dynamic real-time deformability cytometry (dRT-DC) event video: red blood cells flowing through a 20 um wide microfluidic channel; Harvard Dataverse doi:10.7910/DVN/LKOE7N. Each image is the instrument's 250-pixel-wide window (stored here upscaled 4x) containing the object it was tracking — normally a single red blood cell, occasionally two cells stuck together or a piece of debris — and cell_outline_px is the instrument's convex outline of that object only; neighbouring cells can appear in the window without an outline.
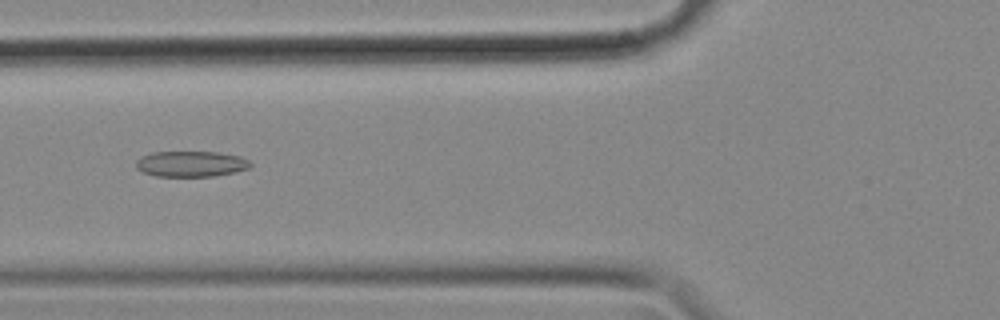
{"species": "common noctule bat (a hibernating species)", "species_latin": "Nyctalus noctula", "temperature_condition": "cold", "stored_images_in_passage": 54, "camera_frame_rate_fps": 3000, "um_per_image_px": 0.085, "animal": {"sex": "female", "body_mass_g": 18.4}, "frame": {"image": 1, "passage_image": 19, "time_ms": 6.0, "image_size_px": [1000, 320], "cell_outline_px": [[252, 168], [236, 172], [212, 176], [156, 176], [144, 172], [136, 168], [136, 160], [140, 156], [152, 152], [216, 152], [240, 156], [248, 160], [252, 164]], "centroid_in_image_um": [16.25, 13.93], "position_along_channel_um": 109.6, "area_um2": 17.22}}
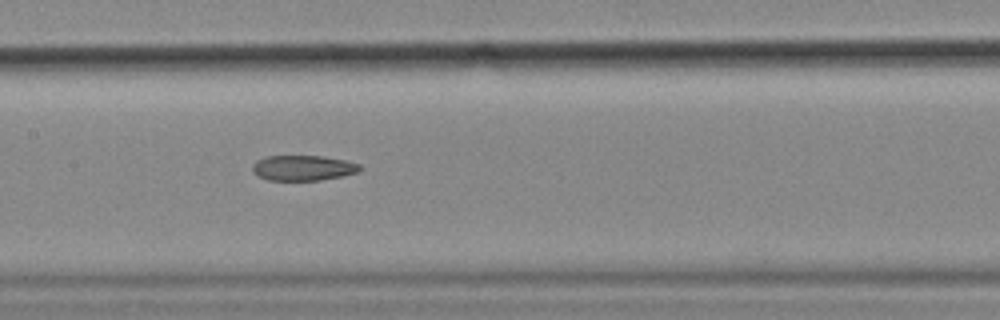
{"frame": {"image": 2, "passage_image": 25, "time_ms": 8.0, "image_size_px": [1000, 320], "cell_outline_px": [[364, 168], [360, 172], [320, 180], [268, 180], [256, 176], [252, 172], [252, 164], [256, 160], [264, 156], [324, 156], [344, 160], [360, 164]], "centroid_in_image_um": [25.74, 14.27], "position_along_channel_um": 181.7, "area_um2": 16.07}}
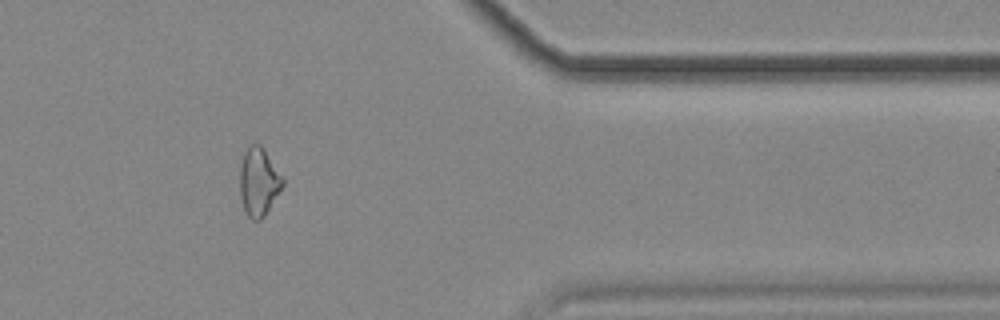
{"frame": {"image": 3, "passage_image": 44, "time_ms": 14.333, "image_size_px": [1000, 320], "cell_outline_px": [[284, 184], [264, 216], [260, 220], [252, 220], [248, 216], [244, 208], [240, 196], [240, 168], [244, 152], [252, 144], [260, 144], [264, 148], [284, 176]], "centroid_in_image_um": [22.01, 15.43], "position_along_channel_um": 389.4, "area_um2": 17.05}, "authors_computed_cell_mechanics": {"area_um2": 17.5712, "velocity_mm_per_s": 3.6029, "shape_relaxation_time_tau1_ms": null, "shape_relaxation_time_tau2_ms": 5.5632, "deformation_change_tau1": null, "deformation_change_tau2": 0.132}}